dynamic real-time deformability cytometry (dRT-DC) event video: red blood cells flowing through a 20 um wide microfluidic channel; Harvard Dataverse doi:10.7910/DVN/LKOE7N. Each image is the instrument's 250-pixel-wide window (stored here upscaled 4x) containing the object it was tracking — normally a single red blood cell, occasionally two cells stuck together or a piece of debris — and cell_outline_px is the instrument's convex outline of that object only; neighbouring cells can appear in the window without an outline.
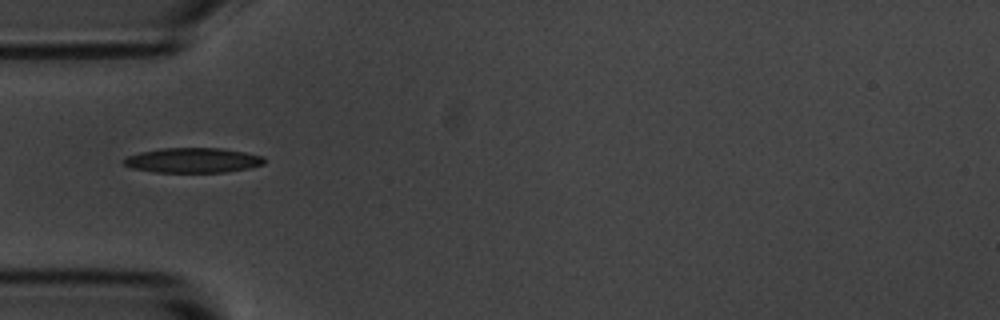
{"species": "common noctule bat (a hibernating species)", "species_latin": "Nyctalus noctula", "temperature_condition": "room temperature", "stored_images_in_passage": 2, "camera_frame_rate_fps": 3000, "um_per_image_px": 0.085, "animal": {"sex": "male", "body_mass_g": 20.1, "forearm_length_mm": 53.5}, "frame": {"image": 1, "passage_image": 1, "time_ms": 0.0, "image_size_px": [1000, 320], "cell_outline_px": [[268, 160], [264, 164], [252, 168], [224, 172], [156, 172], [132, 168], [124, 164], [120, 160], [124, 156], [140, 152], [160, 148], [220, 148], [244, 152], [264, 156]], "centroid_in_image_um": [16.4, 13.62], "position_along_channel_um": 68.6, "area_um2": 20.69}}